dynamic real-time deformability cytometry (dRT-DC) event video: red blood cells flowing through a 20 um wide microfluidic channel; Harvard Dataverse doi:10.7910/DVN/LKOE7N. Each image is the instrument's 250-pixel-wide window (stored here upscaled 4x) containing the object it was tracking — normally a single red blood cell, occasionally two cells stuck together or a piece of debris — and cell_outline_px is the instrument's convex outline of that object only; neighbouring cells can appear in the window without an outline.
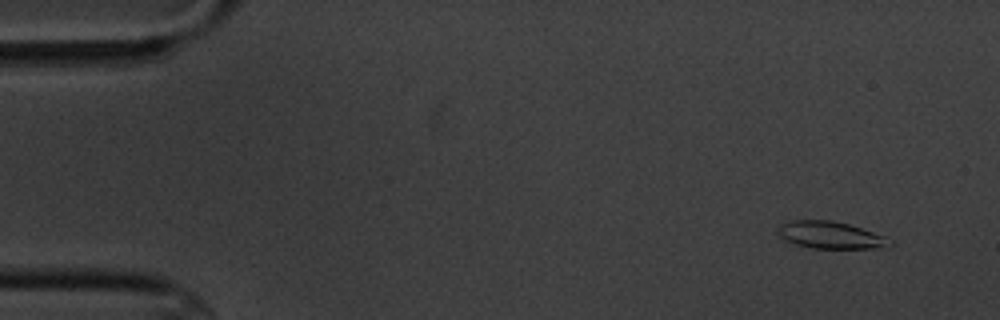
{"species": "common noctule bat (a hibernating species)", "species_latin": "Nyctalus noctula", "temperature_condition": "cold", "stored_images_in_passage": 16, "camera_frame_rate_fps": 3000, "um_per_image_px": 0.085, "animal": {"sex": "male", "body_mass_g": 20.1, "forearm_length_mm": 53.5}, "frame": {"image": 1, "passage_image": 1, "time_ms": 0.0, "image_size_px": [1000, 320], "cell_outline_px": [[896, 244], [888, 248], [812, 248], [796, 244], [780, 236], [776, 232], [776, 224], [784, 220], [832, 220], [848, 224], [884, 236], [892, 240]], "centroid_in_image_um": [70.57, 19.97], "position_along_channel_um": 14.4, "area_um2": 17.98}}
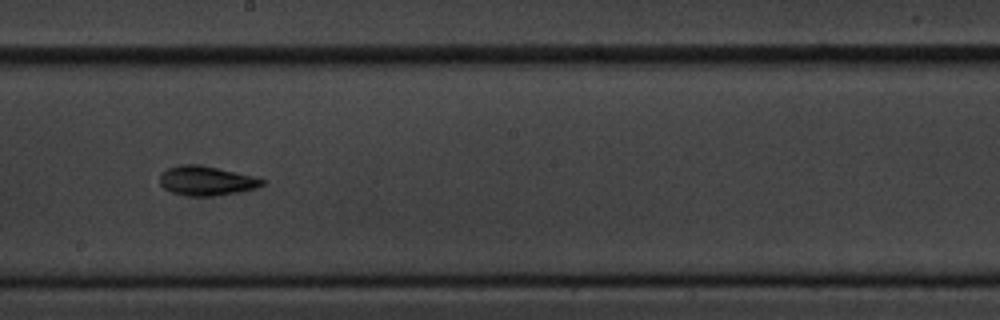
{"frame": {"image": 2, "passage_image": 9, "time_ms": 9.333, "image_size_px": [1000, 320], "cell_outline_px": [[264, 184], [256, 188], [240, 192], [216, 196], [188, 196], [172, 192], [164, 188], [160, 184], [160, 176], [168, 168], [184, 164], [196, 164], [256, 176], [264, 180]], "centroid_in_image_um": [17.57, 15.38], "position_along_channel_um": 230.6, "area_um2": 17.46}}
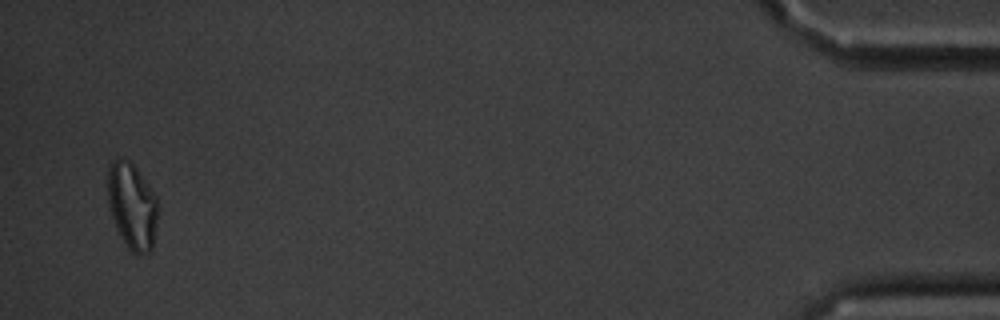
{"frame": {"image": 3, "passage_image": 16, "time_ms": 17.333, "image_size_px": [1000, 320], "cell_outline_px": [[156, 224], [152, 252], [132, 252], [128, 248], [116, 228], [108, 204], [108, 168], [112, 160], [120, 156], [128, 160], [136, 168], [156, 196]], "centroid_in_image_um": [11.21, 17.48], "position_along_channel_um": 424.0, "area_um2": 24.85}, "authors_computed_cell_mechanics": {"area_um2": 17.4556, "velocity_mm_per_s": 3.4397, "shape_relaxation_time_tau1_ms": 2.6562, "shape_relaxation_time_tau2_ms": 5.6033, "deformation_change_tau1": 0.1055, "deformation_change_tau2": 0.1081}}